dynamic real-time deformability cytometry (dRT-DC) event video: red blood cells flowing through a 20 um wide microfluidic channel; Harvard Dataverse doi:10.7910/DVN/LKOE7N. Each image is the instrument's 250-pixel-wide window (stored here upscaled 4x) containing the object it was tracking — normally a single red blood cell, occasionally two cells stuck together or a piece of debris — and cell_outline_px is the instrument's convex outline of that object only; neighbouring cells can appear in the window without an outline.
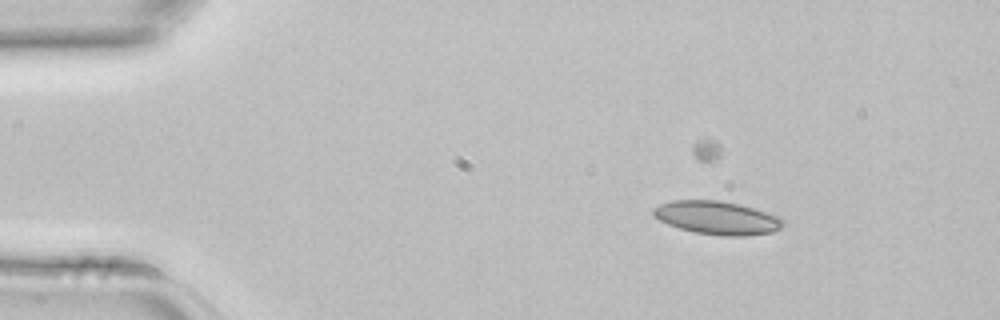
{"species": "common noctule bat (a hibernating species)", "species_latin": "Nyctalus noctula", "temperature_condition": "room temperature", "stored_images_in_passage": 2, "camera_frame_rate_fps": 3000, "um_per_image_px": 0.085, "animal": {"sex": "female", "body_mass_g": 22.7, "forearm_length_mm": 54.2}, "frame": {"image": 1, "passage_image": 1, "time_ms": 0.0, "image_size_px": [1000, 320], "cell_outline_px": [[784, 224], [780, 228], [772, 232], [744, 236], [724, 236], [696, 232], [680, 228], [668, 224], [660, 220], [652, 212], [652, 208], [660, 204], [672, 200], [720, 200], [740, 204], [780, 216], [784, 220]], "centroid_in_image_um": [60.98, 18.5], "position_along_channel_um": 24.0, "area_um2": 25.14}}